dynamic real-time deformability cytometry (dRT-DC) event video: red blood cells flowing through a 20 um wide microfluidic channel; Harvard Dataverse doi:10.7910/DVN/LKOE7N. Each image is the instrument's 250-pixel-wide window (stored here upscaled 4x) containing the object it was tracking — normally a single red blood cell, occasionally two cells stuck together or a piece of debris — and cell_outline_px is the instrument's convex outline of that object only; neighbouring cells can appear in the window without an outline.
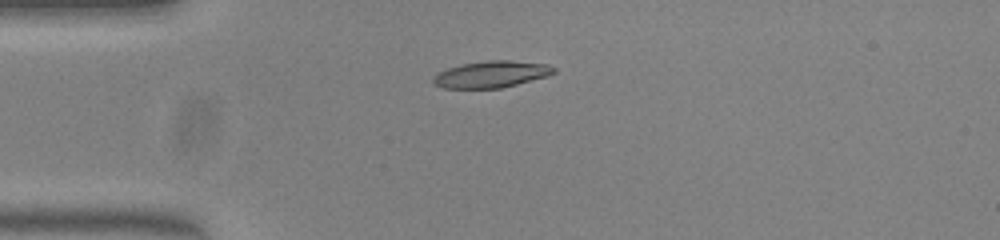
{"species": "common noctule bat (a hibernating species)", "species_latin": "Nyctalus noctula", "temperature_condition": "warm", "stored_images_in_passage": 39, "camera_frame_rate_fps": 3000, "um_per_image_px": 0.085, "animal": {"sex": "female", "body_mass_g": 23.0, "forearm_length_mm": 53.4}, "frame": {"image": 1, "passage_image": 1, "time_ms": 0.0, "image_size_px": [1000, 240], "cell_outline_px": [[556, 72], [548, 76], [500, 88], [444, 88], [432, 84], [432, 76], [436, 72], [460, 64], [488, 60], [508, 60], [548, 64], [556, 68]], "centroid_in_image_um": [41.72, 6.31], "position_along_channel_um": 43.3, "area_um2": 18.9}}
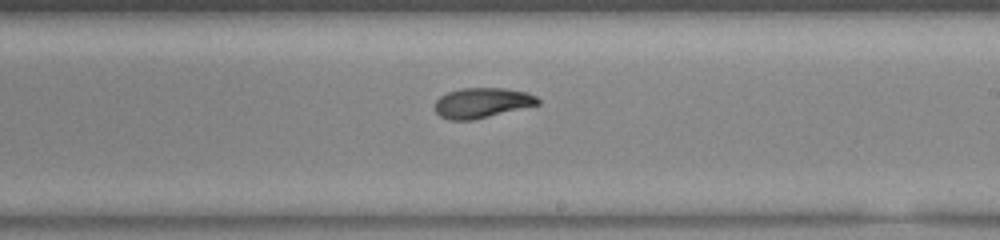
{"frame": {"image": 2, "passage_image": 18, "time_ms": 5.667, "image_size_px": [1000, 240], "cell_outline_px": [[540, 104], [472, 120], [448, 120], [440, 116], [436, 112], [436, 100], [440, 96], [448, 92], [460, 88], [504, 88], [528, 92], [536, 96], [540, 100]], "centroid_in_image_um": [40.98, 8.73], "position_along_channel_um": 248.0, "area_um2": 18.03}}
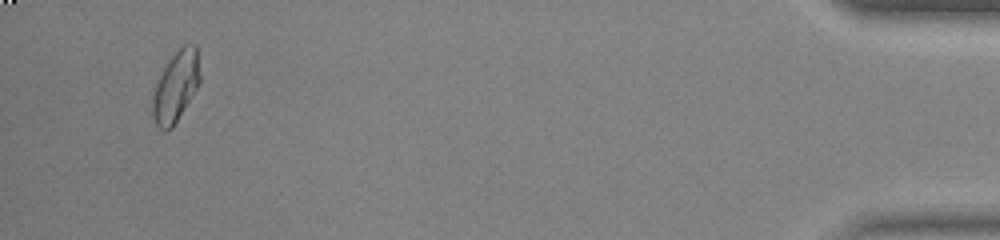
{"frame": {"image": 3, "passage_image": 37, "time_ms": 12.0, "image_size_px": [1000, 240], "cell_outline_px": [[200, 84], [172, 128], [164, 132], [156, 124], [152, 112], [152, 100], [156, 80], [168, 60], [184, 44], [196, 44], [200, 76]], "centroid_in_image_um": [14.94, 7.35], "position_along_channel_um": 420.3, "area_um2": 19.54}, "authors_computed_cell_mechanics": {"area_um2": 18.6694, "velocity_mm_per_s": 3.9963, "shape_relaxation_time_tau1_ms": 6.2839, "shape_relaxation_time_tau2_ms": 2.0462, "deformation_change_tau1": 0.2204, "deformation_change_tau2": 0.0678}}